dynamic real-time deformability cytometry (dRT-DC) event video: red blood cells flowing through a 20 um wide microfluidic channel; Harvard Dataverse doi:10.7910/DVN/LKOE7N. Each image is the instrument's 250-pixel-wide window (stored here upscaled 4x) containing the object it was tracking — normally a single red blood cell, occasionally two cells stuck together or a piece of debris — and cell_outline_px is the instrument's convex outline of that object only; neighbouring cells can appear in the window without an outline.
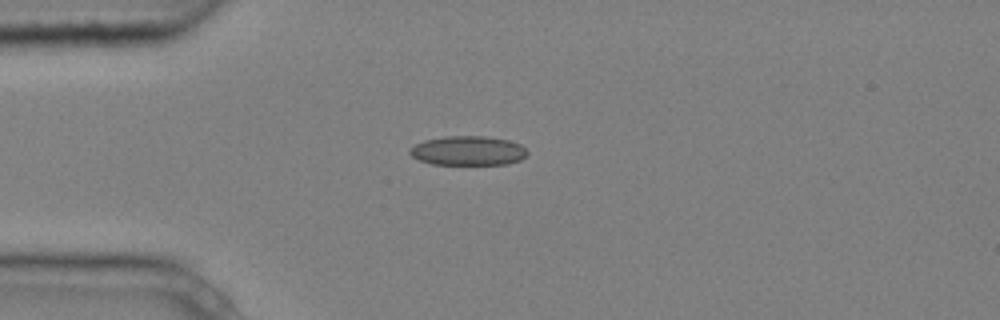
{"species": "common noctule bat (a hibernating species)", "species_latin": "Nyctalus noctula", "temperature_condition": "cold", "stored_images_in_passage": 2, "camera_frame_rate_fps": 3000, "um_per_image_px": 0.085, "animal": {"sex": "male", "body_mass_g": 20.4}, "frame": {"image": 1, "passage_image": 1, "time_ms": 0.0, "image_size_px": [1000, 320], "cell_outline_px": [[528, 152], [520, 160], [508, 164], [432, 164], [420, 160], [412, 156], [408, 152], [416, 144], [424, 140], [444, 136], [484, 136], [508, 140], [520, 144]], "centroid_in_image_um": [39.78, 12.81], "position_along_channel_um": 45.2, "area_um2": 19.94}}
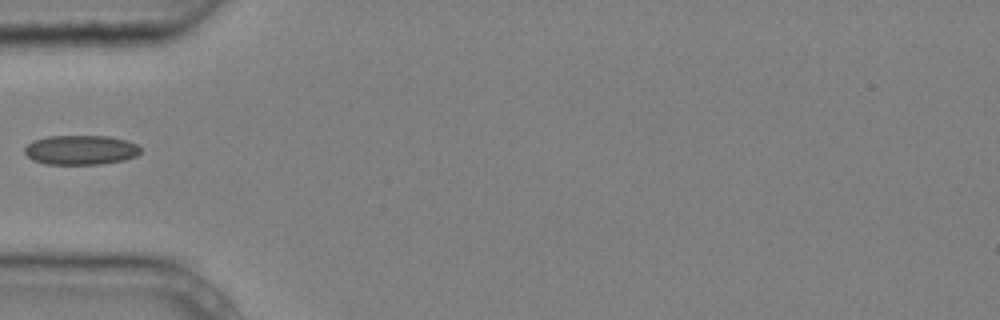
{"frame": {"image": 2, "passage_image": 2, "time_ms": 0.333, "image_size_px": [1000, 320], "cell_outline_px": [[140, 152], [136, 156], [124, 160], [100, 164], [44, 164], [32, 160], [24, 152], [24, 148], [32, 140], [48, 136], [108, 136], [128, 140], [136, 144], [140, 148]], "centroid_in_image_um": [6.84, 12.74], "position_along_channel_um": 78.2, "area_um2": 20.06}}